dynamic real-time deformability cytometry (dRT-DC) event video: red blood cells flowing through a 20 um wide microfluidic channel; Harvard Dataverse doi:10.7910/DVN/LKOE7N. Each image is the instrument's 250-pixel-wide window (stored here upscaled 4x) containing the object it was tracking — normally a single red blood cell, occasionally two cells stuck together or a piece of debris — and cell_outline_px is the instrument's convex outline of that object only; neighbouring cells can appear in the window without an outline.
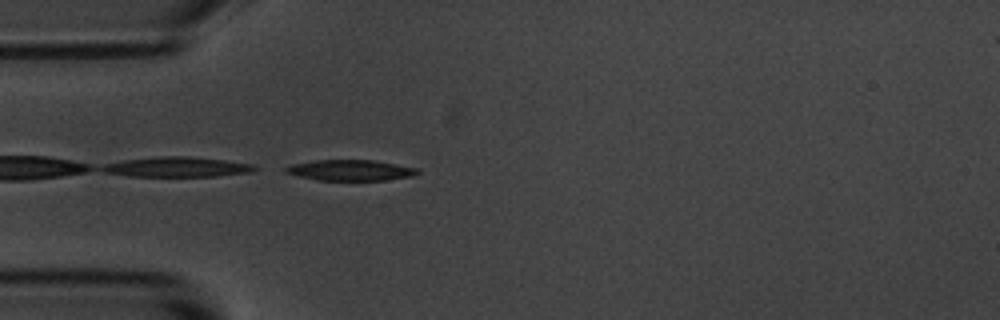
{"species": "common noctule bat (a hibernating species)", "species_latin": "Nyctalus noctula", "temperature_condition": "room temperature", "stored_images_in_passage": 18, "camera_frame_rate_fps": 3000, "um_per_image_px": 0.085, "animal": {"sex": "male", "body_mass_g": 20.1, "forearm_length_mm": 53.5}, "frame": {"image": 1, "passage_image": 1, "time_ms": 0.0, "image_size_px": [1000, 320], "cell_outline_px": [[420, 172], [412, 176], [384, 180], [320, 180], [300, 176], [284, 172], [284, 168], [292, 164], [316, 160], [372, 160], [416, 168]], "centroid_in_image_um": [29.76, 14.47], "position_along_channel_um": 55.2, "area_um2": 15.66}}